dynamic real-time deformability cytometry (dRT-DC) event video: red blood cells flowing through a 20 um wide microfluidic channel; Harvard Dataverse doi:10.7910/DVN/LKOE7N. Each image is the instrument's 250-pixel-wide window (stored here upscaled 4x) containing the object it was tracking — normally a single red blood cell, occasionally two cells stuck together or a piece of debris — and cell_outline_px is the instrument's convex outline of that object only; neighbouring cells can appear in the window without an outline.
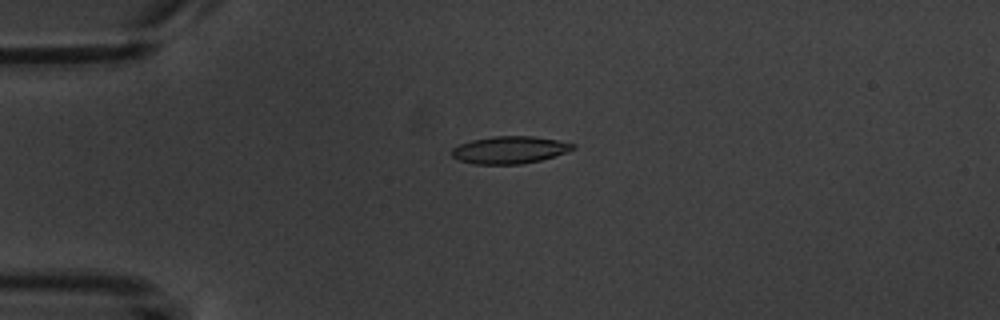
{"species": "common noctule bat (a hibernating species)", "species_latin": "Nyctalus noctula", "temperature_condition": "warm", "stored_images_in_passage": 2, "camera_frame_rate_fps": 3000, "um_per_image_px": 0.085, "animal": {"sex": "male", "body_mass_g": 20.1, "forearm_length_mm": 53.5}, "frame": {"image": 1, "passage_image": 2, "time_ms": 1.333, "image_size_px": [1000, 320], "cell_outline_px": [[576, 148], [540, 160], [520, 164], [476, 164], [460, 160], [452, 156], [452, 148], [460, 144], [472, 140], [496, 136], [532, 136], [556, 140], [576, 144]], "centroid_in_image_um": [43.31, 12.74], "position_along_channel_um": 41.7, "area_um2": 18.96}}